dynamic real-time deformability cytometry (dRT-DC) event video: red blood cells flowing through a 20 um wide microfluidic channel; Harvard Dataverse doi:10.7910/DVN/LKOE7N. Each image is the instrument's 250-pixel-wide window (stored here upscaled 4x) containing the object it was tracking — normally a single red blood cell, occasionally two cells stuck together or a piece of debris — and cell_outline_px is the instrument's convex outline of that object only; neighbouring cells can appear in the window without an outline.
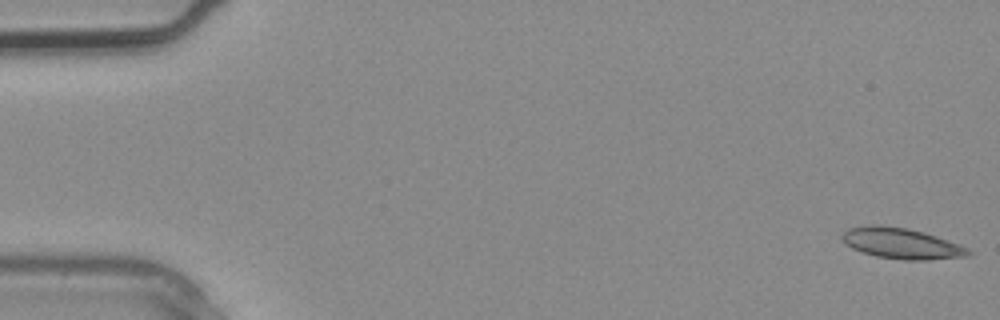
{"species": "common noctule bat (a hibernating species)", "species_latin": "Nyctalus noctula", "temperature_condition": "warm", "stored_images_in_passage": 6, "camera_frame_rate_fps": 3000, "um_per_image_px": 0.085, "animal": {"sex": "male", "body_mass_g": 20.4}, "frame": {"image": 1, "passage_image": 1, "time_ms": 0.0, "image_size_px": [1000, 320], "cell_outline_px": [[972, 252], [968, 256], [928, 260], [904, 260], [876, 256], [852, 248], [844, 244], [840, 236], [848, 228], [872, 224], [880, 224], [908, 228], [924, 232], [960, 244], [968, 248]], "centroid_in_image_um": [76.61, 20.68], "position_along_channel_um": 8.4, "area_um2": 22.83}}
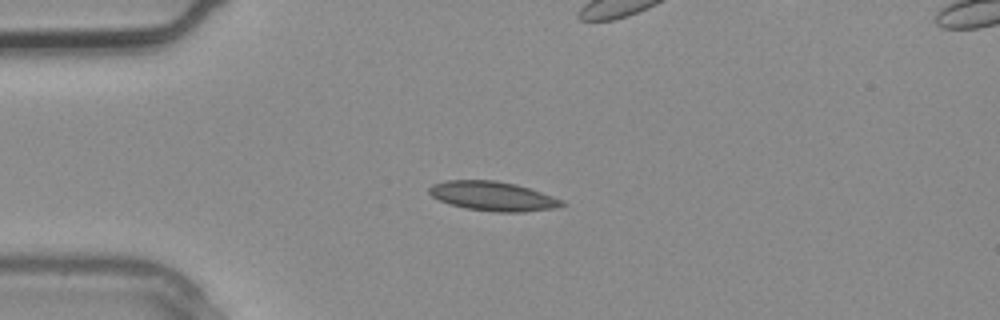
{"frame": {"image": 2, "passage_image": 3, "time_ms": 0.667, "image_size_px": [1000, 320], "cell_outline_px": [[568, 204], [552, 208], [524, 212], [496, 212], [464, 208], [448, 204], [432, 196], [428, 192], [428, 188], [432, 184], [444, 180], [496, 180], [516, 184], [564, 200]], "centroid_in_image_um": [41.86, 16.67], "position_along_channel_um": 43.1, "area_um2": 22.77}}